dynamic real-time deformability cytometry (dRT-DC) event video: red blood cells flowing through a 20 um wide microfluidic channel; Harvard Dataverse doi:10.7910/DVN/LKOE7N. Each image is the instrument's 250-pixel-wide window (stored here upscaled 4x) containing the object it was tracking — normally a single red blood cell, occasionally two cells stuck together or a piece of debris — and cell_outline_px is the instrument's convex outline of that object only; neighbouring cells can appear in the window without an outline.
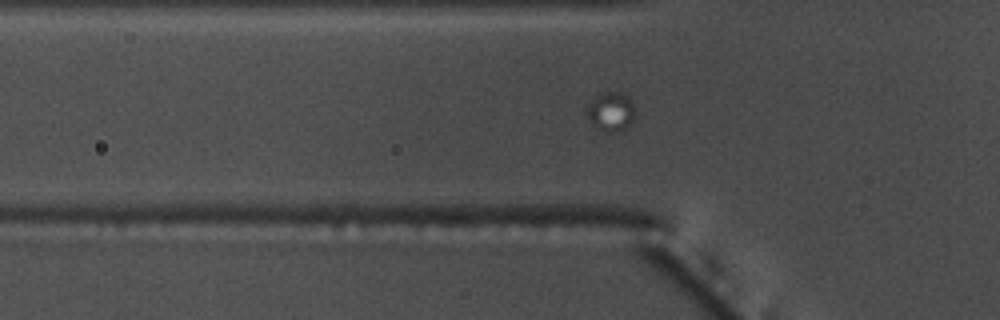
{"species": "common noctule bat (a hibernating species)", "species_latin": "Nyctalus noctula", "temperature_condition": "warm", "stored_images_in_passage": 69, "camera_frame_rate_fps": 3000, "um_per_image_px": 0.085, "animal": {"sex": "male", "body_mass_g": 17.5, "forearm_length_mm": 52.3}, "frame": {"image": 1, "passage_image": 25, "time_ms": 8.0, "image_size_px": [1000, 320], "cell_outline_px": [[636, 116], [624, 128], [600, 128], [588, 116], [588, 108], [592, 100], [596, 96], [604, 92], [624, 92], [632, 100], [636, 108]], "centroid_in_image_um": [52.03, 9.36], "position_along_channel_um": 73.8, "area_um2": 10.23}}
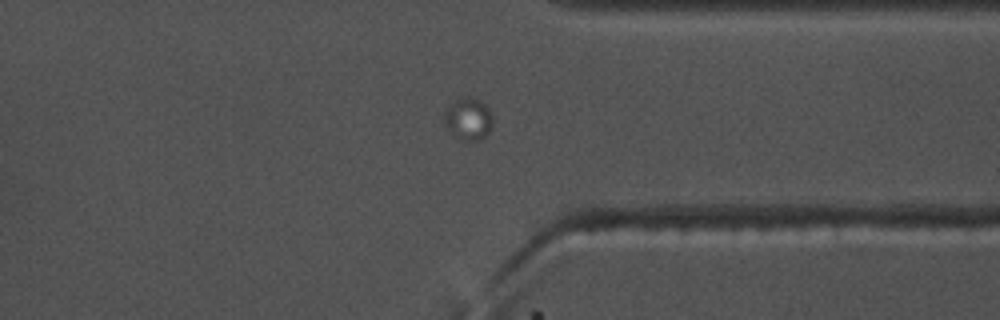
{"frame": {"image": 2, "passage_image": 53, "time_ms": 17.333, "image_size_px": [1000, 320], "cell_outline_px": [[492, 128], [480, 140], [460, 140], [444, 124], [444, 112], [460, 96], [468, 96], [480, 100], [492, 112]], "centroid_in_image_um": [39.82, 10.09], "position_along_channel_um": 371.6, "area_um2": 11.85}}
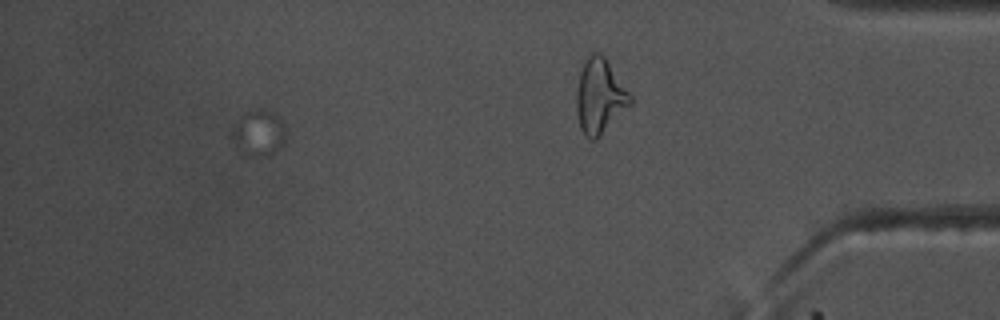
{"frame": {"image": 3, "passage_image": 63, "time_ms": 20.667, "image_size_px": [1000, 320], "cell_outline_px": [[288, 132], [284, 140], [268, 156], [244, 156], [228, 136], [232, 128], [240, 116], [260, 108], [264, 108], [272, 112], [284, 124]], "centroid_in_image_um": [21.94, 11.31], "position_along_channel_um": 413.3, "area_um2": 14.51}, "authors_computed_cell_mechanics": {"area_um2": 12.0802, "velocity_mm_per_s": 3.2133, "shape_relaxation_time_tau1_ms": 0.0928, "shape_relaxation_time_tau2_ms": null, "deformation_change_tau1": 0.0123, "deformation_change_tau2": null}}